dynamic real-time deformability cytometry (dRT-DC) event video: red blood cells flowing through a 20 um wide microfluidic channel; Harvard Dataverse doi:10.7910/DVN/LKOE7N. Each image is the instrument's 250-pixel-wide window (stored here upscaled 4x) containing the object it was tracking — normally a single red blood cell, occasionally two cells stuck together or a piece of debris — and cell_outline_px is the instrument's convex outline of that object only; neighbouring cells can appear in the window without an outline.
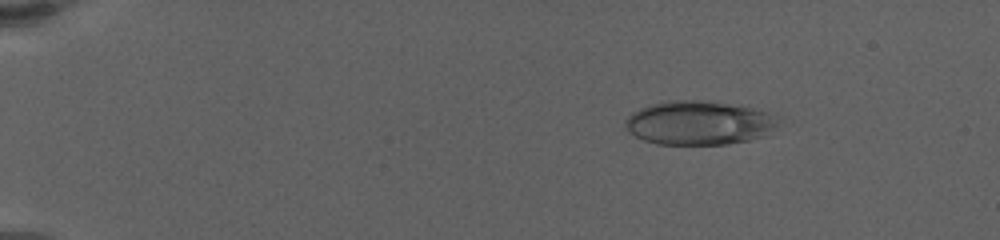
{"species": "human", "species_latin": "Homo sapiens", "temperature_condition": "warm", "stored_images_in_passage": 28, "camera_frame_rate_fps": 3000, "um_per_image_px": 0.085, "donor": {"sex": "female"}, "frame": {"image": 1, "passage_image": 7, "time_ms": 2.333, "image_size_px": [1000, 240], "cell_outline_px": [[776, 124], [772, 128], [760, 136], [748, 140], [728, 144], [656, 144], [644, 140], [636, 136], [624, 124], [624, 120], [632, 112], [640, 108], [652, 104], [672, 100], [700, 100], [752, 108], [768, 112], [776, 116]], "centroid_in_image_um": [59.35, 10.44], "position_along_channel_um": 25.7, "area_um2": 38.44}}
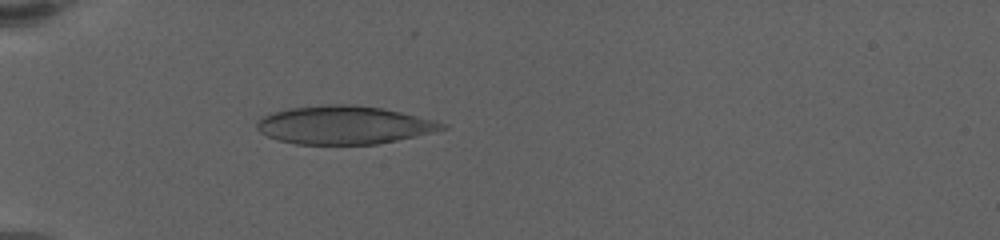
{"frame": {"image": 2, "passage_image": 20, "time_ms": 6.0, "image_size_px": [1000, 240], "cell_outline_px": [[448, 128], [432, 132], [396, 140], [376, 144], [296, 144], [280, 140], [268, 136], [260, 132], [256, 128], [256, 124], [264, 116], [272, 112], [288, 108], [320, 104], [356, 104], [380, 108], [400, 112], [436, 120], [448, 124]], "centroid_in_image_um": [29.24, 10.61], "position_along_channel_um": 55.8, "area_um2": 41.21}}
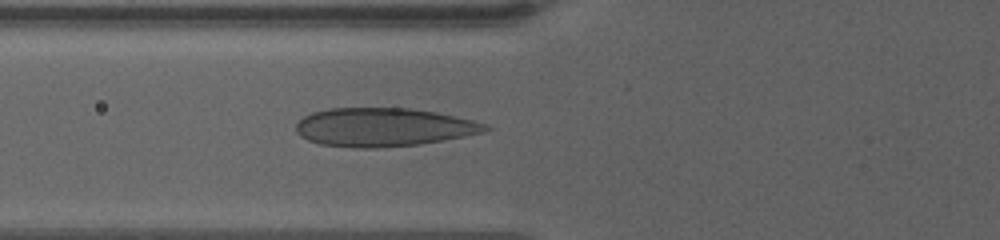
{"frame": {"image": 3, "passage_image": 26, "time_ms": 7.667, "image_size_px": [1000, 240], "cell_outline_px": [[492, 128], [484, 132], [444, 140], [420, 144], [376, 148], [356, 148], [320, 144], [308, 140], [300, 136], [296, 132], [296, 124], [304, 116], [312, 112], [328, 108], [408, 108], [436, 112], [472, 120], [484, 124]], "centroid_in_image_um": [32.56, 10.81], "position_along_channel_um": 93.2, "area_um2": 42.43}}